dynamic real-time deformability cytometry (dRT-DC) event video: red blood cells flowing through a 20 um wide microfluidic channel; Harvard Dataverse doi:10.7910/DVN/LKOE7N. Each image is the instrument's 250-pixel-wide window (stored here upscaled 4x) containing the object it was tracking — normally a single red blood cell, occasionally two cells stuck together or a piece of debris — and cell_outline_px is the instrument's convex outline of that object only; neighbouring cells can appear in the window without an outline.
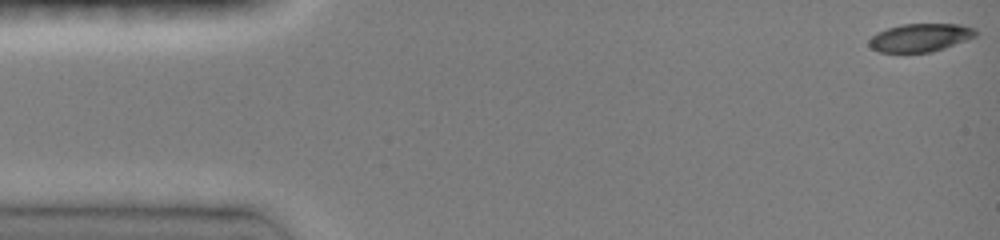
{"species": "common noctule bat (a hibernating species)", "species_latin": "Nyctalus noctula", "temperature_condition": "room temperature", "stored_images_in_passage": 54, "camera_frame_rate_fps": 3000, "um_per_image_px": 0.085, "animal": {"sex": "female", "body_mass_g": 19.0, "forearm_length_mm": 51.5}, "frame": {"image": 1, "passage_image": 1, "time_ms": 0.0, "image_size_px": [1000, 240], "cell_outline_px": [[976, 36], [968, 40], [932, 52], [880, 52], [872, 48], [868, 44], [868, 40], [876, 32], [888, 28], [904, 24], [960, 24], [976, 28]], "centroid_in_image_um": [78.24, 3.19], "position_along_channel_um": 6.8, "area_um2": 17.51}}
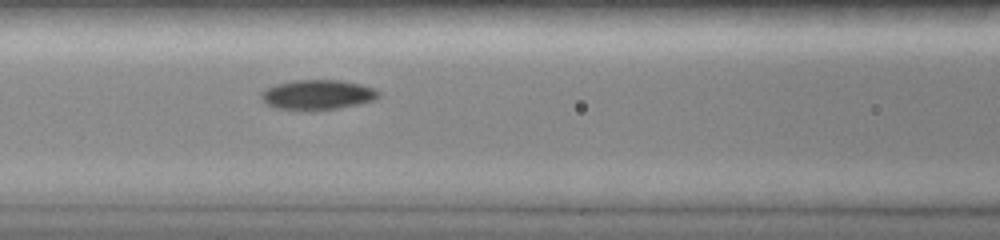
{"frame": {"image": 2, "passage_image": 26, "time_ms": 6.333, "image_size_px": [1000, 240], "cell_outline_px": [[380, 96], [376, 100], [360, 104], [340, 108], [312, 112], [296, 112], [276, 108], [264, 104], [260, 96], [260, 92], [264, 88], [276, 84], [292, 80], [336, 80], [360, 84], [372, 88], [380, 92]], "centroid_in_image_um": [26.92, 8.09], "position_along_channel_um": 139.7, "area_um2": 21.27}}
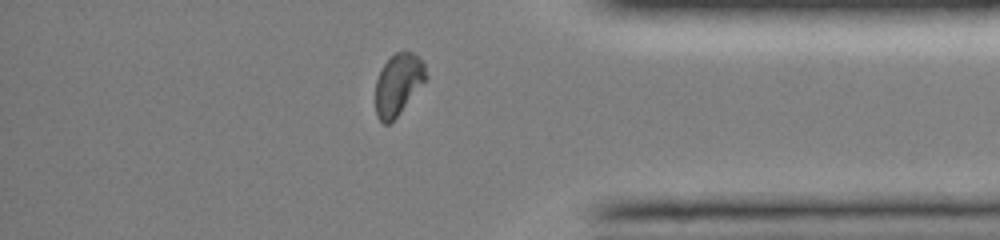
{"frame": {"image": 3, "passage_image": 50, "time_ms": 13.0, "image_size_px": [1000, 240], "cell_outline_px": [[428, 80], [400, 112], [388, 124], [384, 124], [376, 116], [376, 80], [384, 64], [396, 52], [412, 52], [424, 64], [428, 76]], "centroid_in_image_um": [33.87, 7.18], "position_along_channel_um": 401.3, "area_um2": 17.92}, "authors_computed_cell_mechanics": {"area_um2": 18.9873, "velocity_mm_per_s": 4.048, "shape_relaxation_time_tau1_ms": 4.3488, "shape_relaxation_time_tau2_ms": 7.2644, "deformation_change_tau1": 0.1435, "deformation_change_tau2": 0.0988}}